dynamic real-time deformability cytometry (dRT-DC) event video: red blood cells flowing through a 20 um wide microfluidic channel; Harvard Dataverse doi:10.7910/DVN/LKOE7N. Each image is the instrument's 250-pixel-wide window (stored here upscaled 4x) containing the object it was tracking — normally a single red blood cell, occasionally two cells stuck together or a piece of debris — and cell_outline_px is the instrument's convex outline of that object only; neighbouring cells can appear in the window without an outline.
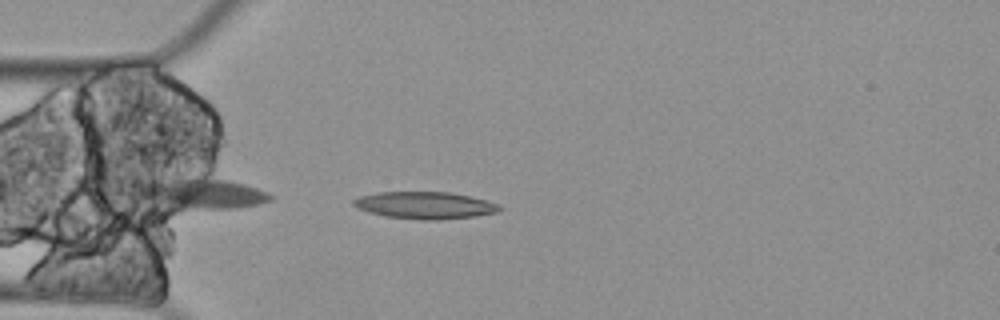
{"species": "Egyptian fruit bat (a non-hibernating species)", "species_latin": "Rousettus aegyptiacus", "temperature_condition": "cold", "stored_images_in_passage": 5, "camera_frame_rate_fps": 3000, "um_per_image_px": 0.085, "animal": {"sex": "female"}, "frame": {"image": 1, "passage_image": 5, "time_ms": 1.333, "image_size_px": [1000, 320], "cell_outline_px": [[504, 208], [500, 212], [472, 216], [436, 220], [420, 220], [384, 216], [368, 212], [352, 204], [352, 200], [360, 196], [376, 192], [448, 192], [468, 196], [500, 204]], "centroid_in_image_um": [36.12, 17.45], "position_along_channel_um": 48.9, "area_um2": 23.0}}